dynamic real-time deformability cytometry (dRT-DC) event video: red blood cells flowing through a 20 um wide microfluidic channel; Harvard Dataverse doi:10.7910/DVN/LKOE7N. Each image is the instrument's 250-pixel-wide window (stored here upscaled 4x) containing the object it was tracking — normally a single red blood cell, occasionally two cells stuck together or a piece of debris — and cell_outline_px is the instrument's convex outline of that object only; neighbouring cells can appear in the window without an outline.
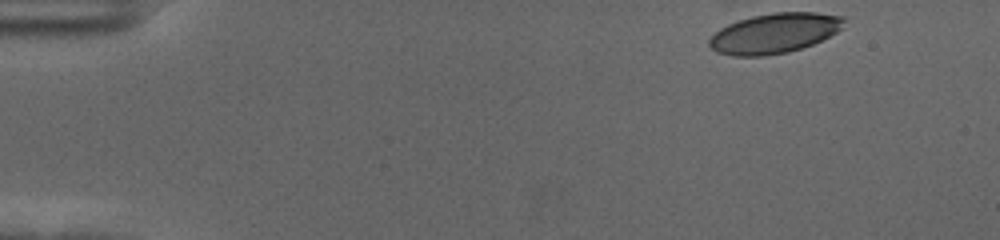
{"species": "human", "species_latin": "Homo sapiens", "temperature_condition": "cold", "stored_images_in_passage": 52, "camera_frame_rate_fps": 3000, "um_per_image_px": 0.085, "donor": {"sex": "female"}, "frame": {"image": 1, "passage_image": 1, "time_ms": 0.0, "image_size_px": [1000, 240], "cell_outline_px": [[844, 28], [812, 44], [788, 52], [764, 56], [732, 56], [716, 52], [708, 44], [708, 40], [720, 28], [728, 24], [752, 16], [772, 12], [816, 12], [844, 16]], "centroid_in_image_um": [65.83, 2.82], "position_along_channel_um": 19.2, "area_um2": 31.39}}
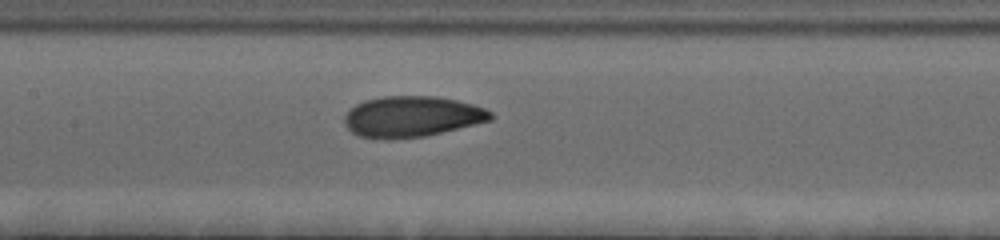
{"frame": {"image": 2, "passage_image": 23, "time_ms": 7.333, "image_size_px": [1000, 240], "cell_outline_px": [[492, 120], [424, 136], [388, 140], [384, 140], [360, 136], [352, 132], [344, 124], [344, 116], [356, 104], [364, 100], [384, 96], [436, 96], [456, 100], [472, 104], [484, 108], [492, 112]], "centroid_in_image_um": [34.99, 9.91], "position_along_channel_um": 172.4, "area_um2": 34.74}}
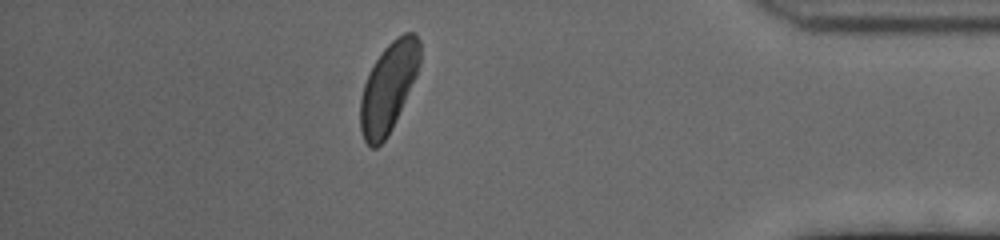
{"frame": {"image": 3, "passage_image": 45, "time_ms": 14.667, "image_size_px": [1000, 240], "cell_outline_px": [[420, 64], [416, 76], [392, 128], [388, 136], [376, 148], [372, 148], [364, 140], [360, 128], [360, 100], [364, 84], [368, 72], [384, 48], [396, 36], [404, 32], [416, 32], [420, 40]], "centroid_in_image_um": [33.02, 7.39], "position_along_channel_um": 402.2, "area_um2": 31.04}, "authors_computed_cell_mechanics": {"area_um2": 33.4951, "velocity_mm_per_s": 3.6043, "shape_relaxation_time_tau1_ms": 4.0844, "shape_relaxation_time_tau2_ms": 2.1046, "deformation_change_tau1": 0.1483, "deformation_change_tau2": 0.0705}}